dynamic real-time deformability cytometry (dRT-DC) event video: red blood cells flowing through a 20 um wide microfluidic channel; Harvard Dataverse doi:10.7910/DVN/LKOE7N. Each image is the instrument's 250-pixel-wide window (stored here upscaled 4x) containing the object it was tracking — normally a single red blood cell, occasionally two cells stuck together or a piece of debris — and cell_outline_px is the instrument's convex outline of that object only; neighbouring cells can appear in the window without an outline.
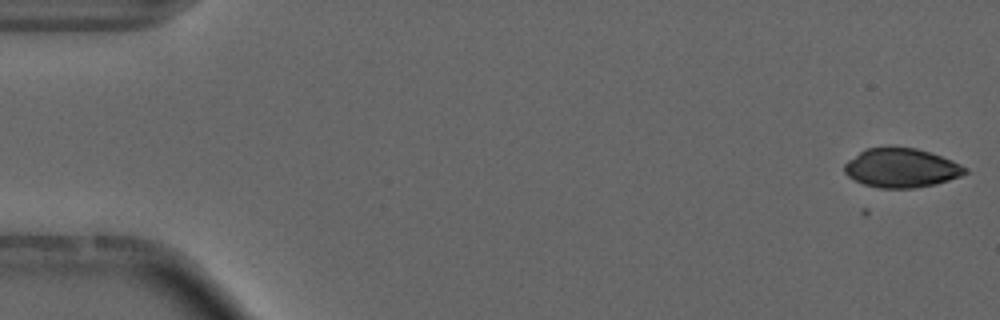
{"species": "common noctule bat (a hibernating species)", "species_latin": "Nyctalus noctula", "temperature_condition": "cold", "stored_images_in_passage": 5, "camera_frame_rate_fps": 3000, "um_per_image_px": 0.085, "animal": {"sex": "male", "forearm_length_mm": 52.5}, "frame": {"image": 1, "passage_image": 1, "time_ms": 0.0, "image_size_px": [1000, 320], "cell_outline_px": [[968, 172], [960, 176], [936, 184], [912, 188], [880, 188], [864, 184], [848, 176], [844, 172], [844, 164], [848, 160], [860, 152], [868, 148], [916, 148], [952, 160], [968, 168]], "centroid_in_image_um": [76.62, 14.29], "position_along_channel_um": 8.4, "area_um2": 27.11}}